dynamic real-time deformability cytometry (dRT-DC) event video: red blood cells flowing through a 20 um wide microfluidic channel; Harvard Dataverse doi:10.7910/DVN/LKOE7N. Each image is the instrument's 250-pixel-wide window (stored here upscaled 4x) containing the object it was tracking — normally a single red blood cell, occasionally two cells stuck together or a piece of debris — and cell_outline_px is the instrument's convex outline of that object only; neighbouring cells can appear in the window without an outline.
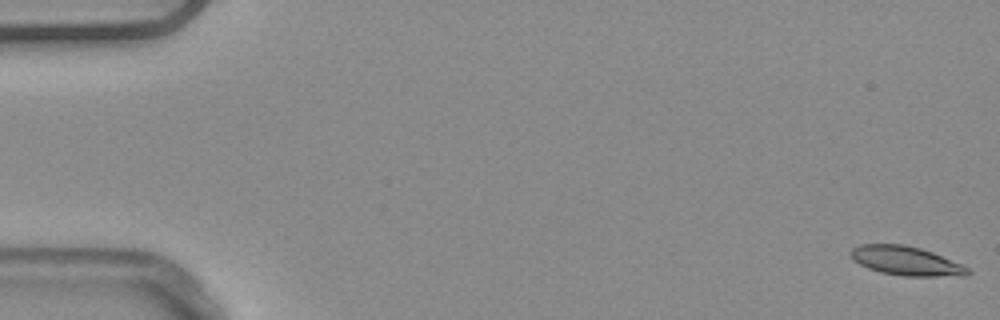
{"species": "common noctule bat (a hibernating species)", "species_latin": "Nyctalus noctula", "temperature_condition": "warm", "stored_images_in_passage": 53, "camera_frame_rate_fps": 3000, "um_per_image_px": 0.085, "animal": {"sex": "male", "body_mass_g": 20.4}, "frame": {"image": 1, "passage_image": 1, "time_ms": 0.0, "image_size_px": [1000, 320], "cell_outline_px": [[972, 272], [968, 276], [904, 276], [880, 272], [868, 268], [852, 260], [848, 252], [852, 248], [860, 244], [904, 244], [920, 248], [932, 252], [960, 264], [968, 268]], "centroid_in_image_um": [76.98, 22.17], "position_along_channel_um": 8.0, "area_um2": 19.88}}
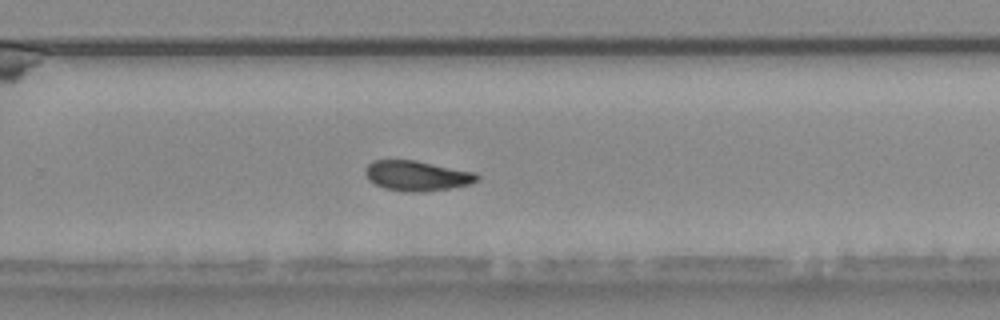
{"frame": {"image": 2, "passage_image": 35, "time_ms": 11.333, "image_size_px": [1000, 320], "cell_outline_px": [[480, 176], [472, 184], [452, 188], [420, 192], [404, 192], [384, 188], [368, 180], [364, 172], [364, 168], [372, 160], [416, 160], [476, 172]], "centroid_in_image_um": [35.43, 14.94], "position_along_channel_um": 294.4, "area_um2": 19.88}}
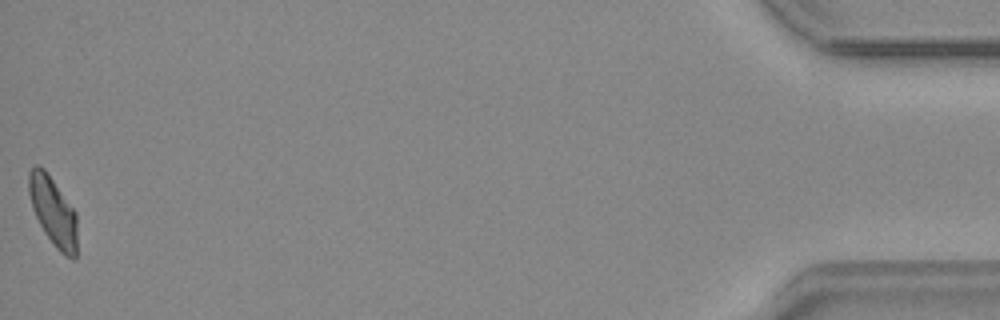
{"frame": {"image": 3, "passage_image": 53, "time_ms": 17.333, "image_size_px": [1000, 320], "cell_outline_px": [[76, 256], [72, 260], [64, 256], [56, 248], [44, 232], [32, 208], [28, 192], [28, 172], [36, 164], [44, 168], [76, 212]], "centroid_in_image_um": [4.5, 17.97], "position_along_channel_um": 430.7, "area_um2": 19.36}, "authors_computed_cell_mechanics": {"area_um2": 19.7676, "velocity_mm_per_s": 3.8674, "shape_relaxation_time_tau1_ms": 6.3266, "shape_relaxation_time_tau2_ms": 4.1464, "deformation_change_tau1": 0.1749, "deformation_change_tau2": 0.107}}